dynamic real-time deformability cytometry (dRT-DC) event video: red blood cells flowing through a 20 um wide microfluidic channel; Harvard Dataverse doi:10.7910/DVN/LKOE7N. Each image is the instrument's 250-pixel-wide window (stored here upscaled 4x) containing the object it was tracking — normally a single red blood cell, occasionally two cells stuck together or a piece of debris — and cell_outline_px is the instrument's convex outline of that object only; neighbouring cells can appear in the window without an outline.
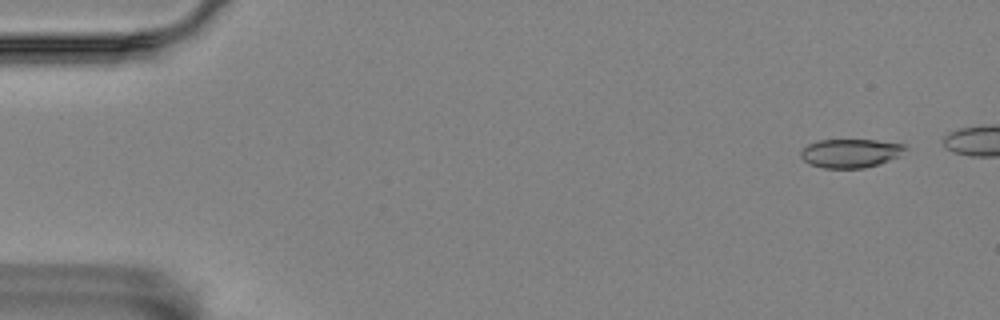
{"species": "Egyptian fruit bat (a non-hibernating species)", "species_latin": "Rousettus aegyptiacus", "temperature_condition": "room temperature", "stored_images_in_passage": 5, "camera_frame_rate_fps": 3000, "um_per_image_px": 0.085, "animal": {"sex": "female"}, "frame": {"image": 1, "passage_image": 1, "time_ms": 0.0, "image_size_px": [1000, 320], "cell_outline_px": [[908, 148], [900, 156], [880, 164], [864, 168], [824, 168], [808, 164], [800, 156], [800, 152], [808, 144], [816, 140], [876, 140], [904, 144]], "centroid_in_image_um": [72.31, 13.02], "position_along_channel_um": 12.7, "area_um2": 17.69}}